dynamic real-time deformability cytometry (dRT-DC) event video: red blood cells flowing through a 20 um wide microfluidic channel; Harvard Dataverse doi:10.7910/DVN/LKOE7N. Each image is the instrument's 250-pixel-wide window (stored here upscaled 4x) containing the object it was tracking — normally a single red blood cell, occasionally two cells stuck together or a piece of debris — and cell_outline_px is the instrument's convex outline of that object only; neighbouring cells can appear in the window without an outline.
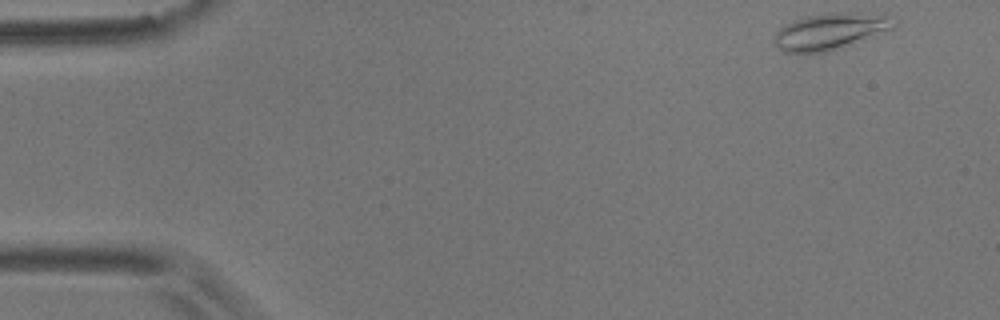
{"species": "common noctule bat (a hibernating species)", "species_latin": "Nyctalus noctula", "temperature_condition": "room temperature", "stored_images_in_passage": 6, "camera_frame_rate_fps": 3000, "um_per_image_px": 0.085, "animal": {"sex": "male", "body_mass_g": 17.9}, "frame": {"image": 1, "passage_image": 1, "time_ms": 0.0, "image_size_px": [1000, 320], "cell_outline_px": [[900, 20], [892, 28], [876, 36], [824, 52], [784, 52], [776, 48], [772, 44], [772, 40], [776, 32], [784, 24], [792, 20], [808, 16], [832, 12], [884, 12]], "centroid_in_image_um": [70.63, 2.62], "position_along_channel_um": 14.4, "area_um2": 26.07}}
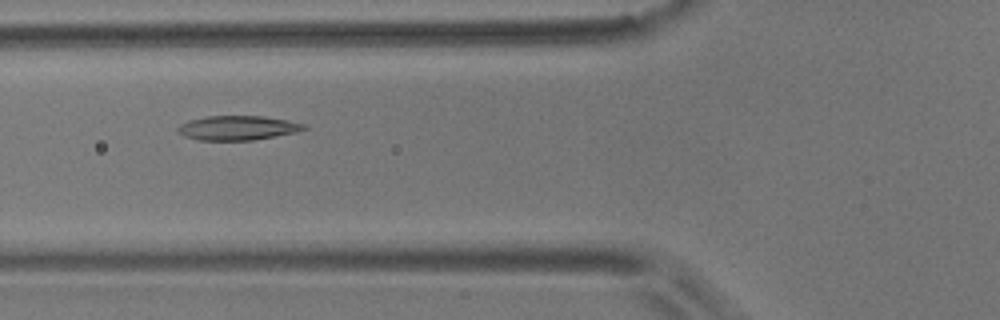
{"frame": {"image": 2, "passage_image": 6, "time_ms": 1.667, "image_size_px": [1000, 320], "cell_outline_px": [[308, 128], [296, 132], [252, 140], [200, 140], [184, 136], [176, 128], [180, 124], [188, 120], [208, 116], [264, 116], [288, 120], [304, 124]], "centroid_in_image_um": [20.2, 10.86], "position_along_channel_um": 105.6, "area_um2": 17.8}}